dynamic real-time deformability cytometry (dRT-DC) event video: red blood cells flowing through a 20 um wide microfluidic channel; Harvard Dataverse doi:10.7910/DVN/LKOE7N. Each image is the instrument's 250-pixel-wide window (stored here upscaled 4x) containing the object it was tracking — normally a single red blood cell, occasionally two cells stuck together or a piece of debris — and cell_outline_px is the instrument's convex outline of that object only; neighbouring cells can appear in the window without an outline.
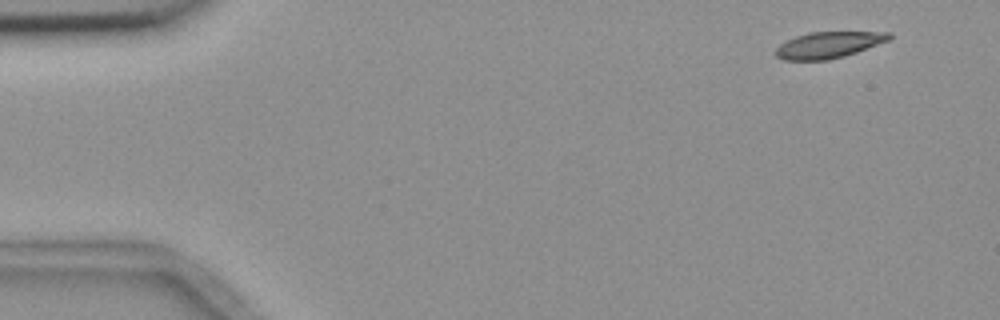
{"species": "common noctule bat (a hibernating species)", "species_latin": "Nyctalus noctula", "temperature_condition": "room temperature", "stored_images_in_passage": 4, "camera_frame_rate_fps": 3000, "um_per_image_px": 0.085, "animal": {"sex": "female", "body_mass_g": 18.4}, "frame": {"image": 1, "passage_image": 4, "time_ms": 4.333, "image_size_px": [1000, 320], "cell_outline_px": [[892, 36], [888, 40], [856, 52], [844, 56], [828, 60], [784, 60], [776, 56], [772, 52], [780, 44], [796, 36], [808, 32], [892, 32]], "centroid_in_image_um": [70.38, 3.82], "position_along_channel_um": 14.6, "area_um2": 17.34}}